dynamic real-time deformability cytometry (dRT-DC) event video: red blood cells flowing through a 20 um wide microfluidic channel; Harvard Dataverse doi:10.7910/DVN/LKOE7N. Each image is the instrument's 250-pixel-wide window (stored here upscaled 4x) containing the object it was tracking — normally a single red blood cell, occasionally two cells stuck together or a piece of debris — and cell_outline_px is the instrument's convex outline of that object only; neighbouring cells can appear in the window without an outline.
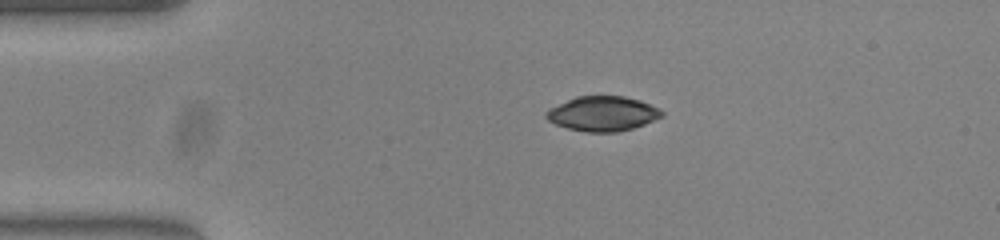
{"species": "common noctule bat (a hibernating species)", "species_latin": "Nyctalus noctula", "temperature_condition": "warm", "stored_images_in_passage": 43, "camera_frame_rate_fps": 3000, "um_per_image_px": 0.085, "animal": {"sex": "female", "body_mass_g": 23.0, "forearm_length_mm": 53.4}, "frame": {"image": 1, "passage_image": 1, "time_ms": 0.0, "image_size_px": [1000, 240], "cell_outline_px": [[664, 116], [644, 124], [632, 128], [616, 132], [588, 132], [568, 128], [556, 124], [548, 120], [544, 116], [544, 112], [548, 108], [576, 96], [624, 96], [640, 100], [660, 108], [664, 112]], "centroid_in_image_um": [51.22, 9.65], "position_along_channel_um": 33.8, "area_um2": 23.52}}
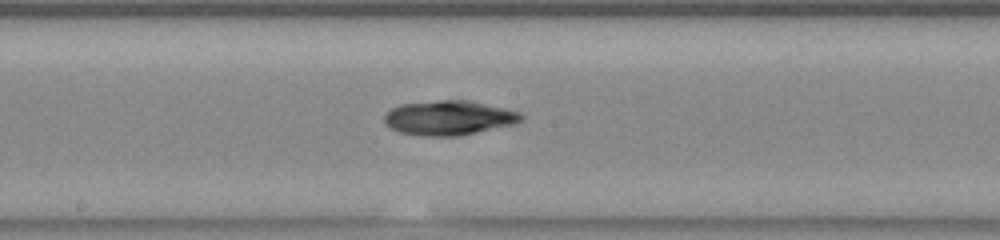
{"frame": {"image": 2, "passage_image": 18, "time_ms": 5.667, "image_size_px": [1000, 240], "cell_outline_px": [[524, 120], [516, 124], [460, 136], [424, 136], [400, 132], [388, 128], [384, 124], [384, 116], [392, 108], [400, 104], [436, 100], [468, 100], [504, 108], [520, 112], [524, 116]], "centroid_in_image_um": [38.17, 10.02], "position_along_channel_um": 210.0, "area_um2": 27.86}}
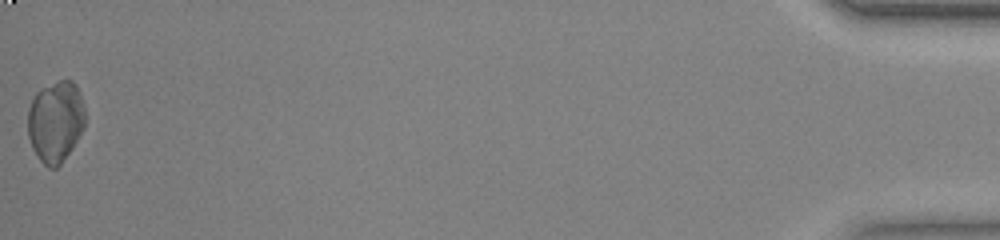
{"frame": {"image": 3, "passage_image": 43, "time_ms": 14.0, "image_size_px": [1000, 240], "cell_outline_px": [[84, 128], [72, 148], [60, 164], [56, 168], [48, 168], [36, 156], [32, 148], [28, 136], [28, 108], [36, 92], [60, 80], [72, 80], [76, 84], [80, 92], [84, 104]], "centroid_in_image_um": [4.72, 10.33], "position_along_channel_um": 430.5, "area_um2": 27.17}, "authors_computed_cell_mechanics": {"area_um2": 26.7036, "velocity_mm_per_s": 3.8624, "shape_relaxation_time_tau1_ms": null, "shape_relaxation_time_tau2_ms": 6.673, "deformation_change_tau1": null, "deformation_change_tau2": 0.09}}